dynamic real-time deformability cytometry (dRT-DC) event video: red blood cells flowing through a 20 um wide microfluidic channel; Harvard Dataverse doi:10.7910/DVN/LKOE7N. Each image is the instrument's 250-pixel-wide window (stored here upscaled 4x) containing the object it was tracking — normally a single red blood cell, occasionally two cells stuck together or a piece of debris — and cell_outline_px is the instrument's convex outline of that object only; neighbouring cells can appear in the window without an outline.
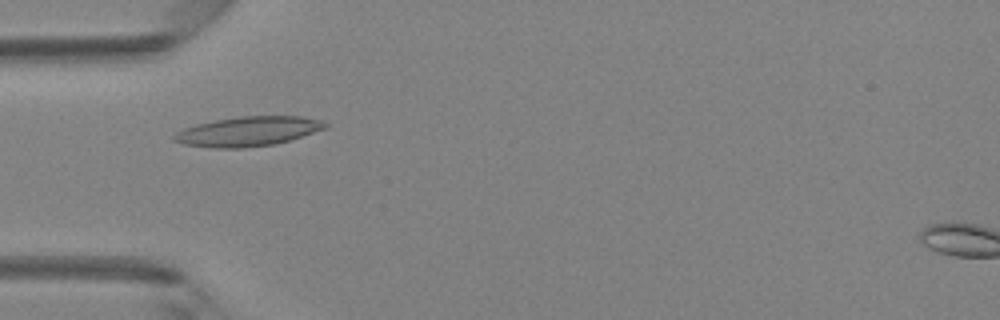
{"species": "Egyptian fruit bat (a non-hibernating species)", "species_latin": "Rousettus aegyptiacus", "temperature_condition": "room temperature", "stored_images_in_passage": 47, "camera_frame_rate_fps": 3000, "um_per_image_px": 0.085, "animal": {"sex": "female"}, "frame": {"image": 1, "passage_image": 14, "time_ms": 4.333, "image_size_px": [1000, 320], "cell_outline_px": [[328, 128], [288, 140], [272, 144], [240, 148], [212, 148], [184, 144], [172, 140], [172, 136], [176, 132], [184, 128], [196, 124], [216, 120], [240, 116], [300, 116], [324, 120], [328, 124]], "centroid_in_image_um": [21.08, 11.16], "position_along_channel_um": 63.9, "area_um2": 26.01}}
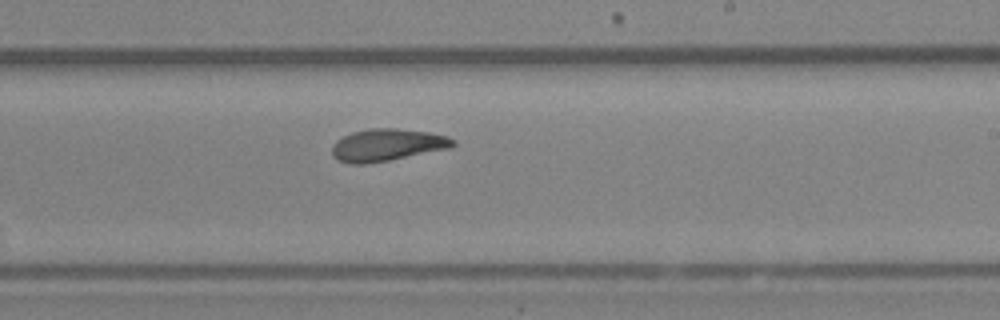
{"frame": {"image": 2, "passage_image": 28, "time_ms": 9.0, "image_size_px": [1000, 320], "cell_outline_px": [[456, 144], [452, 148], [388, 160], [364, 164], [352, 164], [340, 160], [332, 156], [332, 144], [336, 140], [352, 132], [368, 128], [396, 128], [428, 132], [448, 136], [456, 140]], "centroid_in_image_um": [32.93, 12.31], "position_along_channel_um": 256.1, "area_um2": 22.77}}
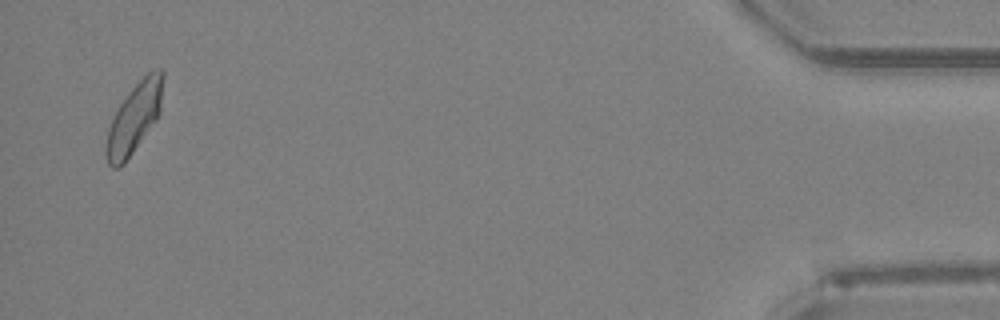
{"frame": {"image": 3, "passage_image": 46, "time_ms": 15.0, "image_size_px": [1000, 320], "cell_outline_px": [[164, 76], [160, 112], [156, 120], [124, 164], [120, 168], [112, 168], [108, 164], [108, 128], [120, 104], [132, 88], [152, 68], [160, 68], [164, 72]], "centroid_in_image_um": [11.47, 9.98], "position_along_channel_um": 423.7, "area_um2": 22.6}, "authors_computed_cell_mechanics": {"area_um2": 22.831, "velocity_mm_per_s": 4.1496, "shape_relaxation_time_tau1_ms": 5.9309, "shape_relaxation_time_tau2_ms": 3.0362, "deformation_change_tau1": 0.149, "deformation_change_tau2": 0.1033}}